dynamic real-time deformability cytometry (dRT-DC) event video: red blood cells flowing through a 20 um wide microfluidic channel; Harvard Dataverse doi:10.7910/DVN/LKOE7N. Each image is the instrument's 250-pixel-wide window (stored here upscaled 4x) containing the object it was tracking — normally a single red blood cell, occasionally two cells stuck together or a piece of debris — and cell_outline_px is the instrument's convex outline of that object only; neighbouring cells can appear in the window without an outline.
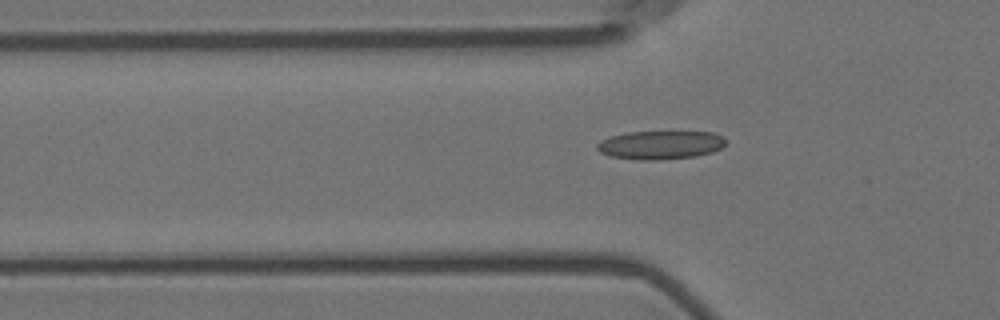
{"species": "Egyptian fruit bat (a non-hibernating species)", "species_latin": "Rousettus aegyptiacus", "temperature_condition": "room temperature", "stored_images_in_passage": 38, "camera_frame_rate_fps": 3000, "um_per_image_px": 0.085, "animal": {"sex": "female"}, "frame": {"image": 1, "passage_image": 3, "time_ms": 0.667, "image_size_px": [1000, 320], "cell_outline_px": [[724, 144], [720, 148], [712, 152], [696, 156], [660, 160], [640, 160], [612, 156], [600, 152], [596, 148], [596, 144], [600, 140], [612, 136], [628, 132], [712, 132], [720, 136], [724, 140]], "centroid_in_image_um": [56.1, 12.33], "position_along_channel_um": 69.7, "area_um2": 21.15}}
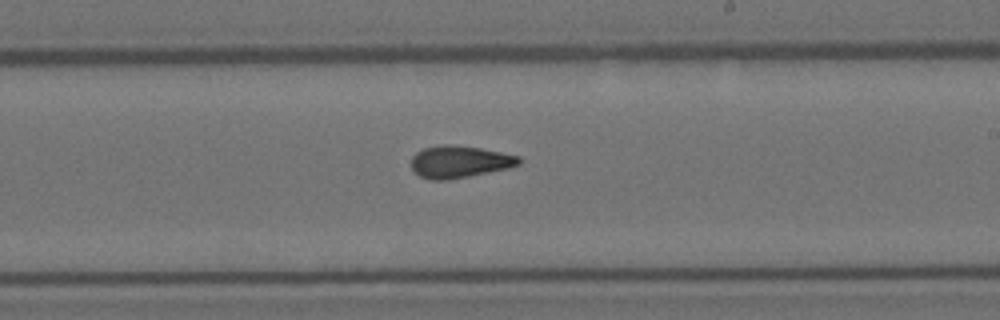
{"frame": {"image": 2, "passage_image": 18, "time_ms": 5.667, "image_size_px": [1000, 320], "cell_outline_px": [[520, 164], [508, 168], [448, 180], [432, 180], [420, 176], [412, 168], [412, 156], [416, 152], [424, 148], [444, 144], [448, 144], [480, 148], [520, 156]], "centroid_in_image_um": [39.05, 13.74], "position_along_channel_um": 250.0, "area_um2": 19.94}}
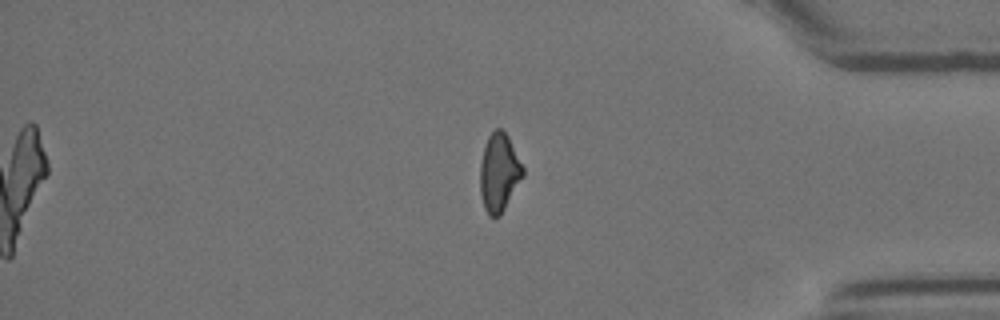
{"frame": {"image": 3, "passage_image": 32, "time_ms": 10.333, "image_size_px": [1000, 320], "cell_outline_px": [[524, 176], [500, 216], [488, 216], [484, 208], [480, 192], [480, 164], [484, 148], [488, 136], [496, 128], [500, 128], [508, 136], [524, 168]], "centroid_in_image_um": [42.42, 14.68], "position_along_channel_um": 392.8, "area_um2": 19.48}, "authors_computed_cell_mechanics": {"area_um2": 19.7676, "velocity_mm_per_s": 3.5972, "shape_relaxation_time_tau1_ms": null, "shape_relaxation_time_tau2_ms": 3.0421, "deformation_change_tau1": null, "deformation_change_tau2": 0.1001}}